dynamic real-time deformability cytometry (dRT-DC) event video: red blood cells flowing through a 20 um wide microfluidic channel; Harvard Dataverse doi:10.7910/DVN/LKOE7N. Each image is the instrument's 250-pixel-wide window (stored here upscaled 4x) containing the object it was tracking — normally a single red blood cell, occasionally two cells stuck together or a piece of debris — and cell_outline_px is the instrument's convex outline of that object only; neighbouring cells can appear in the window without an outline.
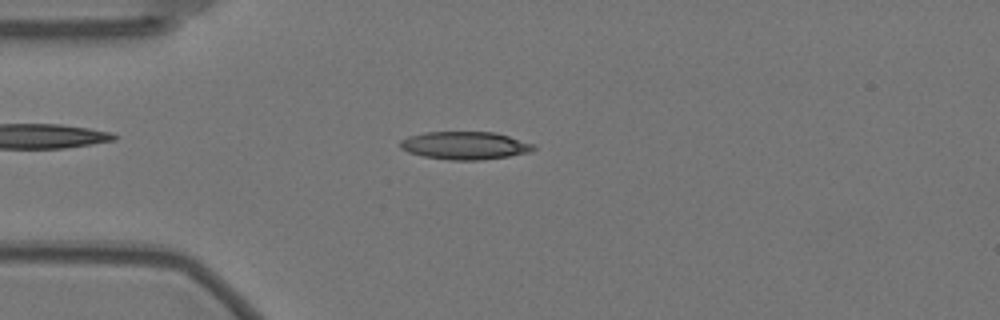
{"species": "Egyptian fruit bat (a non-hibernating species)", "species_latin": "Rousettus aegyptiacus", "temperature_condition": "warm", "stored_images_in_passage": 56, "camera_frame_rate_fps": 3000, "um_per_image_px": 0.085, "animal": {"sex": "female"}, "frame": {"image": 1, "passage_image": 13, "time_ms": 4.0, "image_size_px": [1000, 320], "cell_outline_px": [[536, 148], [528, 152], [508, 156], [480, 160], [448, 160], [424, 156], [408, 152], [400, 148], [400, 140], [408, 136], [424, 132], [496, 132], [532, 144]], "centroid_in_image_um": [39.46, 12.36], "position_along_channel_um": 45.5, "area_um2": 21.5}}
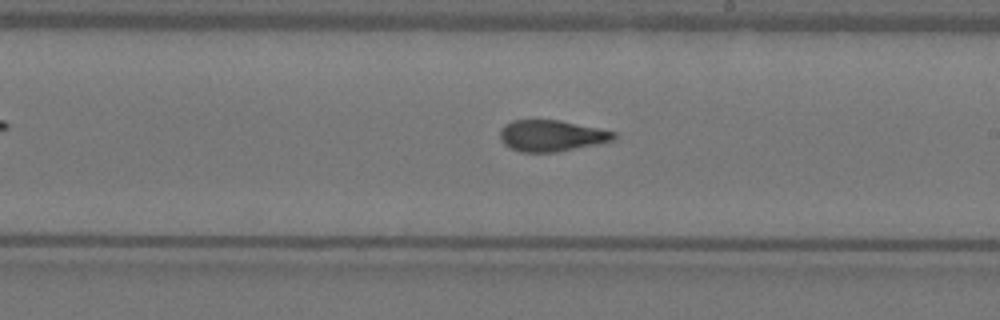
{"frame": {"image": 2, "passage_image": 31, "time_ms": 10.0, "image_size_px": [1000, 320], "cell_outline_px": [[616, 136], [612, 140], [596, 144], [556, 152], [520, 152], [504, 144], [500, 140], [500, 128], [504, 124], [512, 120], [560, 120], [600, 128], [616, 132]], "centroid_in_image_um": [46.85, 11.52], "position_along_channel_um": 242.2, "area_um2": 20.75}}
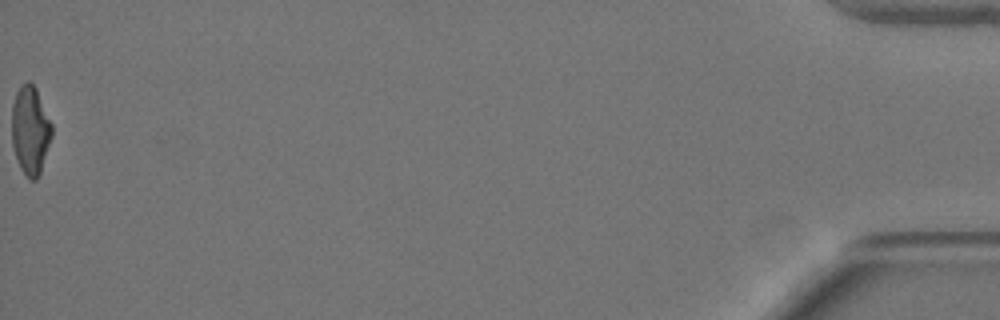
{"frame": {"image": 3, "passage_image": 56, "time_ms": 18.333, "image_size_px": [1000, 320], "cell_outline_px": [[52, 136], [40, 172], [36, 180], [28, 180], [20, 168], [12, 144], [12, 104], [16, 92], [28, 80], [36, 88], [52, 124]], "centroid_in_image_um": [2.57, 11.09], "position_along_channel_um": 432.6, "area_um2": 20.52}, "authors_computed_cell_mechanics": {"area_um2": 21.0392, "velocity_mm_per_s": 3.5225, "shape_relaxation_time_tau1_ms": 6.4687, "shape_relaxation_time_tau2_ms": 1.8996, "deformation_change_tau1": 0.2393, "deformation_change_tau2": 0.1048}}